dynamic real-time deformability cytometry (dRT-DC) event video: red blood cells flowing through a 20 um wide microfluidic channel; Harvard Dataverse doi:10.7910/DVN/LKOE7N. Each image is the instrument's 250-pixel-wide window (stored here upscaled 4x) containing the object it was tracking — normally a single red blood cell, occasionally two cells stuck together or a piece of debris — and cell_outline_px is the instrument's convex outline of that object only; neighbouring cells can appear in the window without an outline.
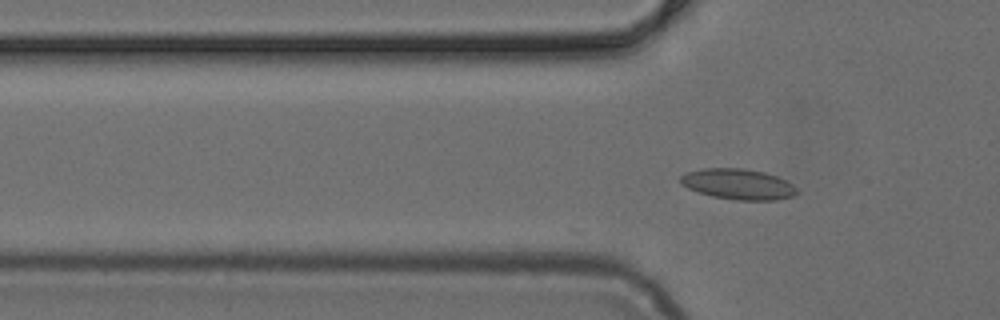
{"species": "common noctule bat (a hibernating species)", "species_latin": "Nyctalus noctula", "temperature_condition": "cold", "stored_images_in_passage": 12, "camera_frame_rate_fps": 3000, "um_per_image_px": 0.085, "animal": {"sex": "female", "body_mass_g": 24.6, "forearm_length_mm": 56.2}, "frame": {"image": 1, "passage_image": 12, "time_ms": 3.667, "image_size_px": [1000, 320], "cell_outline_px": [[800, 192], [792, 196], [776, 200], [736, 200], [712, 196], [688, 188], [680, 184], [680, 176], [688, 172], [704, 168], [744, 168], [764, 172], [776, 176], [792, 184]], "centroid_in_image_um": [62.75, 15.65], "position_along_channel_um": 63.1, "area_um2": 20.69}}